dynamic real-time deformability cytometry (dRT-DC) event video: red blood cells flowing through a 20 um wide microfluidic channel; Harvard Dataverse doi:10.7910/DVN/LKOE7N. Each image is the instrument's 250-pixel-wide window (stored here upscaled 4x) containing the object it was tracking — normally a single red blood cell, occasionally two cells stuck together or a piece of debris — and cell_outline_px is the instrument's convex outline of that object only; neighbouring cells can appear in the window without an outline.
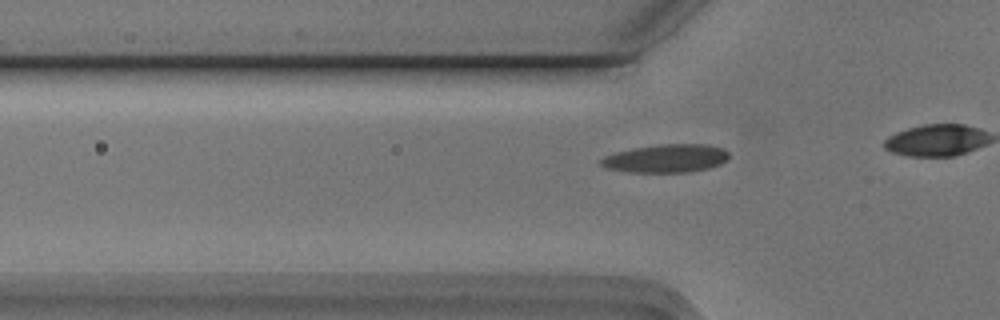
{"species": "Egyptian fruit bat (a non-hibernating species)", "species_latin": "Rousettus aegyptiacus", "temperature_condition": "cold", "stored_images_in_passage": 20, "camera_frame_rate_fps": 3000, "um_per_image_px": 0.085, "animal": {"sex": "male"}, "frame": {"image": 1, "passage_image": 15, "time_ms": 4.667, "image_size_px": [1000, 320], "cell_outline_px": [[728, 156], [720, 164], [708, 168], [688, 172], [628, 172], [604, 168], [600, 164], [600, 160], [604, 156], [616, 152], [636, 148], [664, 144], [708, 144], [724, 148], [728, 152]], "centroid_in_image_um": [56.6, 13.47], "position_along_channel_um": 69.2, "area_um2": 20.92}}
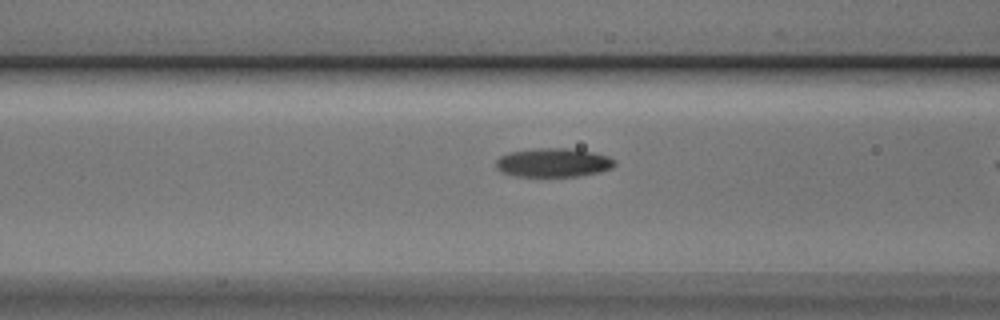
{"frame": {"image": 2, "passage_image": 19, "time_ms": 6.0, "image_size_px": [1000, 320], "cell_outline_px": [[616, 164], [612, 168], [600, 172], [580, 176], [516, 176], [504, 172], [496, 168], [496, 160], [500, 156], [508, 152], [536, 148], [576, 148], [608, 156], [616, 160]], "centroid_in_image_um": [47.06, 13.81], "position_along_channel_um": 119.5, "area_um2": 20.11}}